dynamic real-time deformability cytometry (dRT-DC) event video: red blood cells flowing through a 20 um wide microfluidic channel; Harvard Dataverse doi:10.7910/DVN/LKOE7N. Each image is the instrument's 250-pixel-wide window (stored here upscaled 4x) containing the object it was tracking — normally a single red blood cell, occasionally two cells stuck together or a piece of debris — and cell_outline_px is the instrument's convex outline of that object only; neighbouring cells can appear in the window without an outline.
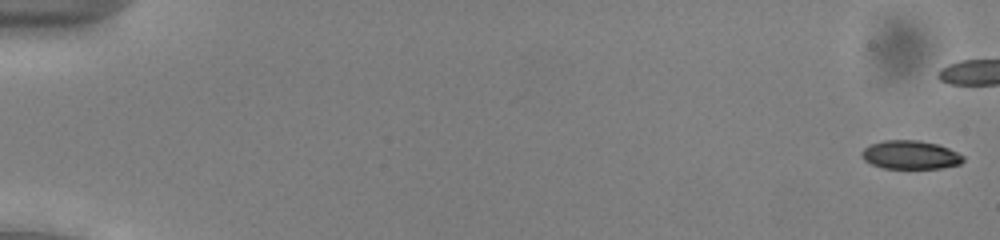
{"species": "common noctule bat (a hibernating species)", "species_latin": "Nyctalus noctula", "temperature_condition": "cold", "stored_images_in_passage": 13, "camera_frame_rate_fps": 3000, "um_per_image_px": 0.085, "animal": {"sex": "male", "body_mass_g": 13.0, "forearm_length_mm": 53.1}, "frame": {"image": 1, "passage_image": 1, "time_ms": 0.0, "image_size_px": [1000, 240], "cell_outline_px": [[964, 160], [960, 164], [940, 168], [884, 168], [872, 164], [864, 160], [860, 156], [860, 152], [864, 148], [872, 144], [884, 140], [920, 140], [936, 144], [948, 148], [964, 156]], "centroid_in_image_um": [77.36, 13.16], "position_along_channel_um": 7.6, "area_um2": 16.82}}